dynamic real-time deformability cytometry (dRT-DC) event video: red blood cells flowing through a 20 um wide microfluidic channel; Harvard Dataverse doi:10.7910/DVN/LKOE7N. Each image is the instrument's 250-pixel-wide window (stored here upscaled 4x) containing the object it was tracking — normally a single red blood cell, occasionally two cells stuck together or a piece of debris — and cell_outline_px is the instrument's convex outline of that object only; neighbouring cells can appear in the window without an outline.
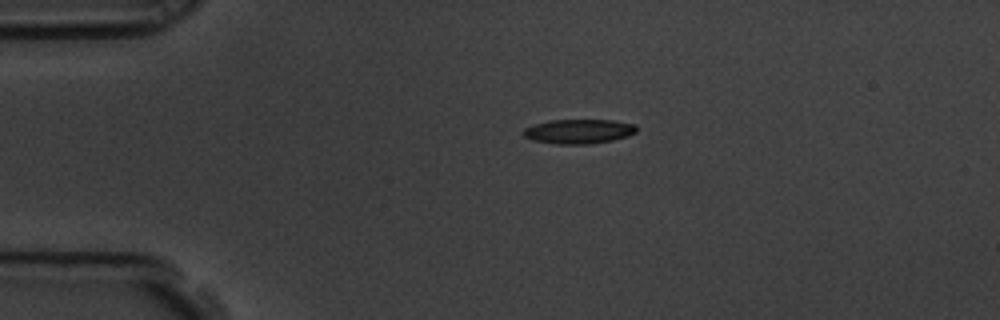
{"species": "common noctule bat (a hibernating species)", "species_latin": "Nyctalus noctula", "temperature_condition": "room temperature", "stored_images_in_passage": 4, "camera_frame_rate_fps": 3000, "um_per_image_px": 0.085, "animal": {"sex": "male", "body_mass_g": 19.5, "forearm_length_mm": 54.6}, "frame": {"image": 1, "passage_image": 3, "time_ms": 0.667, "image_size_px": [1000, 320], "cell_outline_px": [[636, 132], [628, 136], [612, 140], [588, 144], [556, 144], [532, 140], [524, 136], [520, 132], [524, 128], [532, 124], [548, 120], [612, 120], [636, 124]], "centroid_in_image_um": [49.14, 11.16], "position_along_channel_um": 35.9, "area_um2": 16.3}}